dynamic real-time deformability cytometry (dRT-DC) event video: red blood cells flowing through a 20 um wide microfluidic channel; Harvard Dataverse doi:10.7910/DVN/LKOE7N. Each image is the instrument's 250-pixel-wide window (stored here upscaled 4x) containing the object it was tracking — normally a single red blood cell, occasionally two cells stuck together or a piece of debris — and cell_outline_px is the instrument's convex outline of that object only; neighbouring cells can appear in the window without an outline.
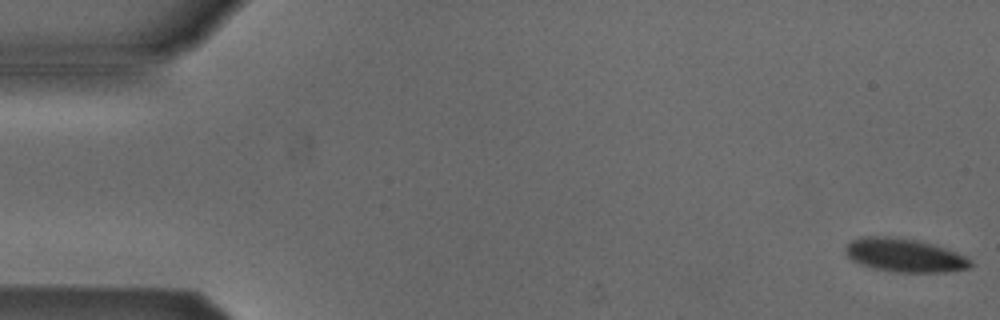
{"species": "Egyptian fruit bat (a non-hibernating species)", "species_latin": "Rousettus aegyptiacus", "temperature_condition": "cold", "stored_images_in_passage": 5, "camera_frame_rate_fps": 3000, "um_per_image_px": 0.085, "animal": {"sex": "male"}, "frame": {"image": 1, "passage_image": 1, "time_ms": 0.0, "image_size_px": [1000, 320], "cell_outline_px": [[972, 268], [948, 272], [896, 272], [872, 268], [860, 264], [852, 260], [848, 256], [844, 248], [852, 240], [860, 236], [888, 236], [916, 240], [932, 244], [956, 252], [972, 260]], "centroid_in_image_um": [76.89, 21.7], "position_along_channel_um": 8.1, "area_um2": 24.45}}
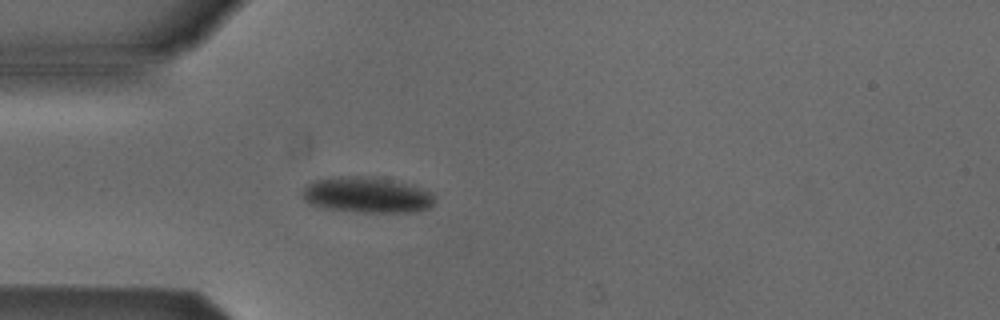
{"frame": {"image": 2, "passage_image": 5, "time_ms": 4.667, "image_size_px": [1000, 320], "cell_outline_px": [[436, 200], [428, 208], [420, 212], [356, 212], [324, 208], [308, 204], [300, 196], [300, 192], [308, 184], [316, 180], [340, 176], [372, 176], [392, 180], [432, 192], [436, 196]], "centroid_in_image_um": [31.16, 16.58], "position_along_channel_um": 53.8, "area_um2": 27.86}}